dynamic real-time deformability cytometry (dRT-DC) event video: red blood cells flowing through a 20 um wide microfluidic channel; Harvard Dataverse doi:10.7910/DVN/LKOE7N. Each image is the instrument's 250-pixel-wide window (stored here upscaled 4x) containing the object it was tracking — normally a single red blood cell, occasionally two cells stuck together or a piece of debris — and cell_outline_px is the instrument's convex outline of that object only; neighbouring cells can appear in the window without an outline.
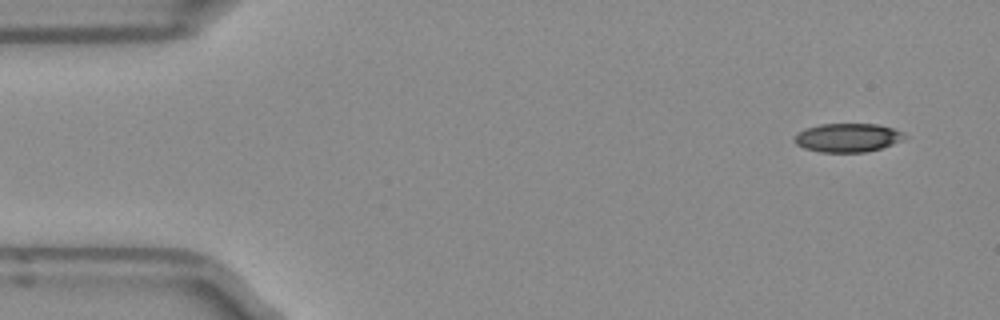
{"species": "Egyptian fruit bat (a non-hibernating species)", "species_latin": "Rousettus aegyptiacus", "temperature_condition": "room temperature", "stored_images_in_passage": 4, "camera_frame_rate_fps": 3000, "um_per_image_px": 0.085, "frame": {"image": 1, "passage_image": 1, "time_ms": 0.0, "image_size_px": [1000, 320], "cell_outline_px": [[908, 136], [892, 144], [880, 148], [864, 152], [820, 152], [804, 148], [796, 144], [792, 140], [796, 132], [804, 128], [820, 124], [876, 124], [892, 128], [904, 132]], "centroid_in_image_um": [71.99, 11.69], "position_along_channel_um": 13.0, "area_um2": 18.5}}